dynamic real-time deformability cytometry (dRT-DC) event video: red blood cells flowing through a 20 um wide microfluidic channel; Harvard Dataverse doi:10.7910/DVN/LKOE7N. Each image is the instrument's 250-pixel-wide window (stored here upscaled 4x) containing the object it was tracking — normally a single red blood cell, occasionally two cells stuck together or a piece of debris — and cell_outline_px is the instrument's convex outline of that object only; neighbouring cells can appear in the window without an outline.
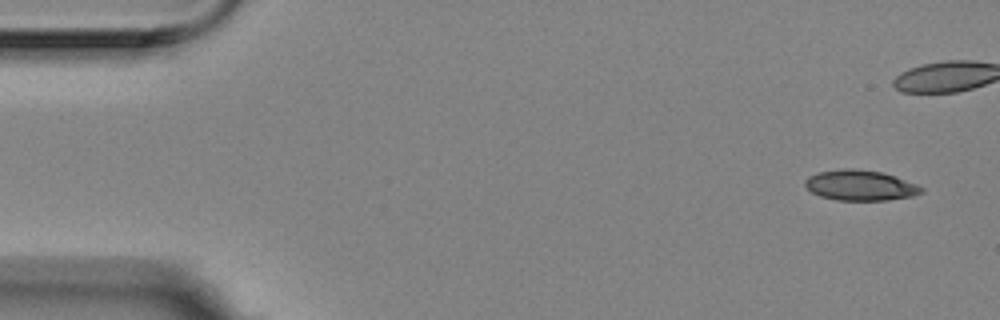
{"species": "Egyptian fruit bat (a non-hibernating species)", "species_latin": "Rousettus aegyptiacus", "temperature_condition": "room temperature", "stored_images_in_passage": 11, "camera_frame_rate_fps": 3000, "um_per_image_px": 0.085, "animal": {"sex": "female"}, "frame": {"image": 1, "passage_image": 1, "time_ms": 0.0, "image_size_px": [1000, 320], "cell_outline_px": [[924, 192], [912, 196], [888, 200], [836, 200], [820, 196], [812, 192], [804, 184], [804, 180], [808, 176], [816, 172], [844, 168], [856, 168], [880, 172], [916, 184], [924, 188]], "centroid_in_image_um": [73.09, 15.75], "position_along_channel_um": 11.9, "area_um2": 20.58}}
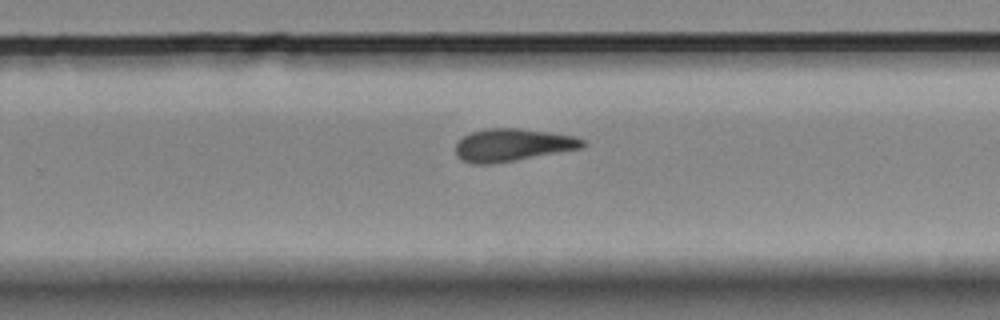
{"frame": {"image": 2, "passage_image": 11, "time_ms": 3.333, "image_size_px": [1000, 320], "cell_outline_px": [[584, 148], [488, 164], [476, 164], [460, 160], [456, 156], [456, 140], [472, 132], [488, 128], [520, 128], [552, 132], [572, 136], [584, 140]], "centroid_in_image_um": [43.53, 12.31], "position_along_channel_um": 286.3, "area_um2": 23.99}}